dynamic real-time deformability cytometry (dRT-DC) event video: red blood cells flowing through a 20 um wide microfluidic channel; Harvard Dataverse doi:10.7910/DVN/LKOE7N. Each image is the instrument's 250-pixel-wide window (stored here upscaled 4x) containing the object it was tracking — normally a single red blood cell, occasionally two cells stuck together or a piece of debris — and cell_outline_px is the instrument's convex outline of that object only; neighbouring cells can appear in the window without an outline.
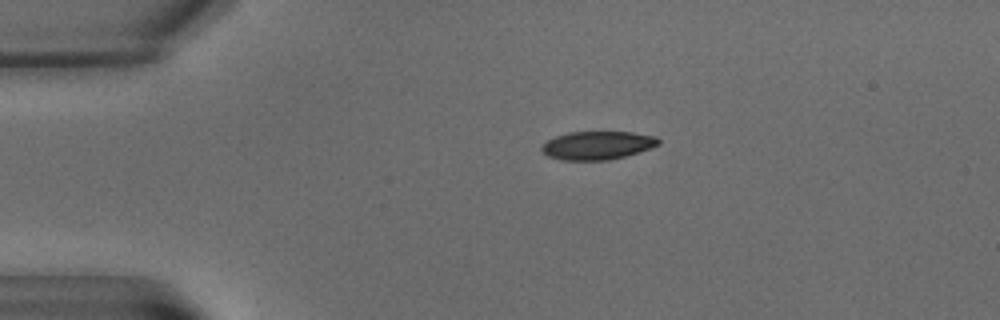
{"species": "common noctule bat (a hibernating species)", "species_latin": "Nyctalus noctula", "temperature_condition": "warm", "stored_images_in_passage": 3, "camera_frame_rate_fps": 3000, "um_per_image_px": 0.085, "animal": {"sex": "male", "body_mass_g": 15.6}, "frame": {"image": 1, "passage_image": 1, "time_ms": 0.0, "image_size_px": [1000, 320], "cell_outline_px": [[660, 144], [624, 156], [608, 160], [560, 160], [548, 156], [540, 148], [548, 140], [556, 136], [568, 132], [632, 132], [656, 136], [660, 140]], "centroid_in_image_um": [50.77, 12.35], "position_along_channel_um": 34.2, "area_um2": 19.07}}